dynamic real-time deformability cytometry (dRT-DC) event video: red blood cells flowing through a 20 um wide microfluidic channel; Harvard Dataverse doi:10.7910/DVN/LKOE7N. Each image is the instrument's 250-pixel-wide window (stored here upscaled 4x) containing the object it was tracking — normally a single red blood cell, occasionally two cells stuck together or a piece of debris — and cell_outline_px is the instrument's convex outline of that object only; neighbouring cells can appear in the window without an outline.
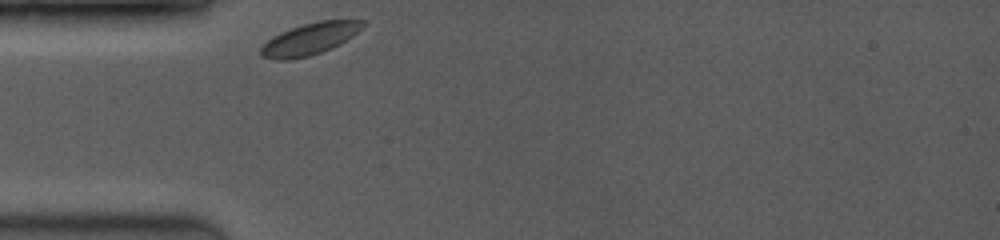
{"species": "common noctule bat (a hibernating species)", "species_latin": "Nyctalus noctula", "temperature_condition": "room temperature", "stored_images_in_passage": 20, "camera_frame_rate_fps": 3500, "um_per_image_px": 0.085, "animal": {"sex": "female", "body_mass_g": 19.0, "forearm_length_mm": 53.3}, "frame": {"image": 1, "passage_image": 1, "time_ms": 0.0, "image_size_px": [1000, 240], "cell_outline_px": [[364, 28], [340, 44], [332, 48], [308, 56], [288, 60], [276, 60], [264, 56], [260, 52], [260, 48], [272, 36], [280, 32], [304, 24], [320, 20], [364, 20]], "centroid_in_image_um": [26.35, 3.3], "position_along_channel_um": 58.6, "area_um2": 18.73}}
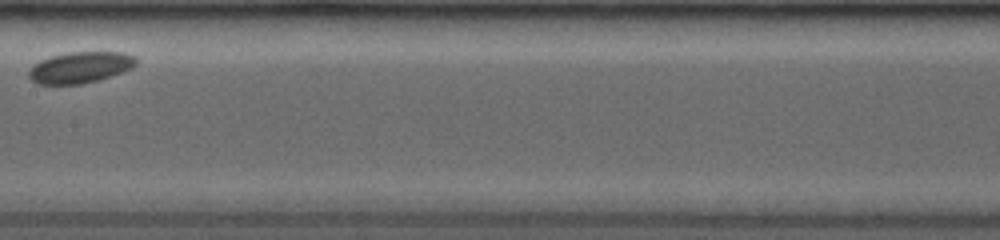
{"frame": {"image": 2, "passage_image": 9, "time_ms": 4.0, "image_size_px": [1000, 240], "cell_outline_px": [[140, 60], [132, 68], [96, 80], [80, 84], [36, 84], [28, 76], [28, 72], [32, 64], [40, 60], [52, 56], [68, 52], [124, 52], [136, 56]], "centroid_in_image_um": [6.81, 5.71], "position_along_channel_um": 200.6, "area_um2": 19.54}}
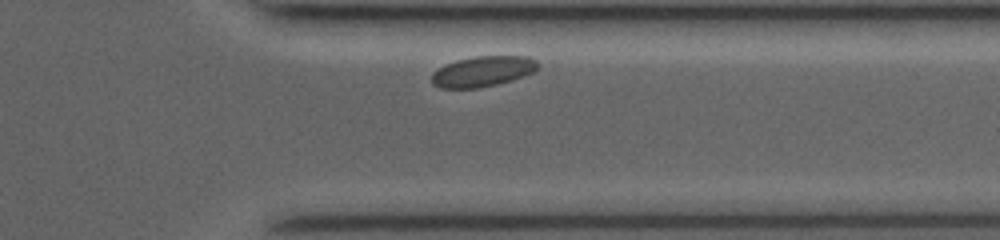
{"frame": {"image": 3, "passage_image": 18, "time_ms": 8.571, "image_size_px": [1000, 240], "cell_outline_px": [[540, 68], [536, 72], [512, 80], [496, 84], [476, 88], [440, 88], [432, 84], [432, 72], [444, 64], [456, 60], [476, 56], [528, 56], [536, 60], [540, 64]], "centroid_in_image_um": [41.07, 6.06], "position_along_channel_um": 370.3, "area_um2": 19.13}}